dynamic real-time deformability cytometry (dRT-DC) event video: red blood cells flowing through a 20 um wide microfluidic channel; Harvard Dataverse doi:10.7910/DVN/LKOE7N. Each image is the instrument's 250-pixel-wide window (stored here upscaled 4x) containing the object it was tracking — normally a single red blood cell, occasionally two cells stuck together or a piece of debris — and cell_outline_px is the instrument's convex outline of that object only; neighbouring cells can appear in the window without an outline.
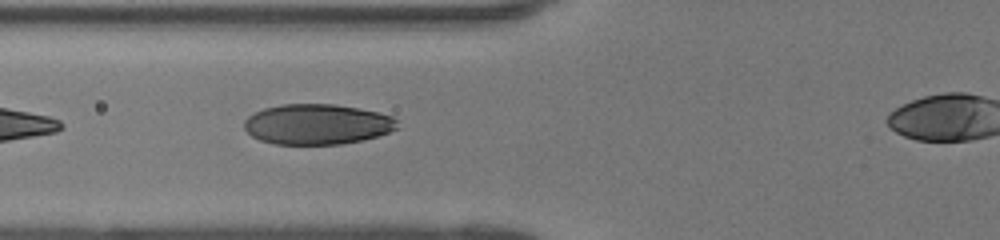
{"species": "human", "species_latin": "Homo sapiens", "temperature_condition": "room temperature", "stored_images_in_passage": 15, "camera_frame_rate_fps": 3000, "um_per_image_px": 0.085, "donor": {"sex": "female"}, "frame": {"image": 1, "passage_image": 3, "time_ms": 0.667, "image_size_px": [1000, 240], "cell_outline_px": [[400, 128], [364, 140], [340, 144], [276, 144], [260, 140], [252, 136], [244, 128], [244, 120], [248, 116], [264, 108], [280, 104], [336, 104], [380, 112], [392, 116], [396, 120]], "centroid_in_image_um": [26.97, 10.55], "position_along_channel_um": 98.8, "area_um2": 36.18}}
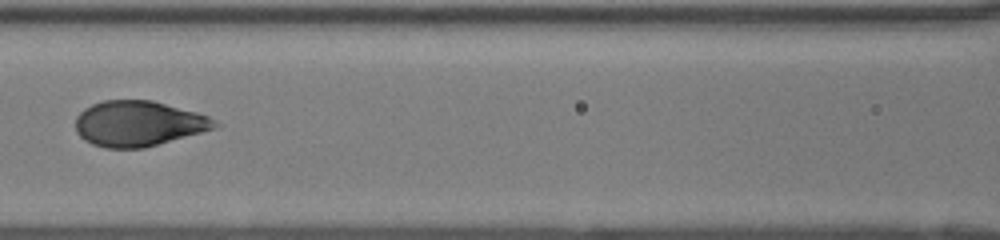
{"frame": {"image": 2, "passage_image": 7, "time_ms": 2.0, "image_size_px": [1000, 240], "cell_outline_px": [[220, 124], [216, 128], [144, 148], [104, 148], [92, 144], [84, 140], [76, 132], [76, 116], [84, 108], [92, 104], [104, 100], [152, 100], [196, 112], [208, 116]], "centroid_in_image_um": [11.74, 10.5], "position_along_channel_um": 154.9, "area_um2": 36.82}}